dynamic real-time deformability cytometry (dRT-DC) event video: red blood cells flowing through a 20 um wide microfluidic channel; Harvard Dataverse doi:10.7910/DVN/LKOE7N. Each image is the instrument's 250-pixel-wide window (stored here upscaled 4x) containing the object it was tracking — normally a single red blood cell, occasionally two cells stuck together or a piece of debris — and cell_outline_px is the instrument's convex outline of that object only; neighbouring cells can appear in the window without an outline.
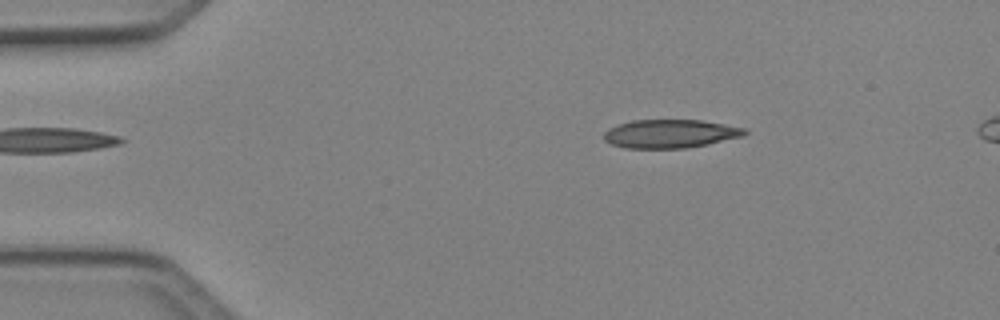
{"species": "Egyptian fruit bat (a non-hibernating species)", "species_latin": "Rousettus aegyptiacus", "temperature_condition": "cold", "stored_images_in_passage": 4, "segment_of_instrument_passage": [1, 2], "camera_frame_rate_fps": 3000, "um_per_image_px": 0.085, "animal": {"sex": "female"}, "frame": {"image": 1, "passage_image": 2, "time_ms": 0.333, "image_size_px": [1000, 320], "cell_outline_px": [[748, 132], [744, 136], [684, 148], [624, 148], [612, 144], [604, 140], [604, 132], [608, 128], [616, 124], [632, 120], [700, 120], [724, 124], [744, 128]], "centroid_in_image_um": [56.91, 11.36], "position_along_channel_um": 28.1, "area_um2": 23.24}}